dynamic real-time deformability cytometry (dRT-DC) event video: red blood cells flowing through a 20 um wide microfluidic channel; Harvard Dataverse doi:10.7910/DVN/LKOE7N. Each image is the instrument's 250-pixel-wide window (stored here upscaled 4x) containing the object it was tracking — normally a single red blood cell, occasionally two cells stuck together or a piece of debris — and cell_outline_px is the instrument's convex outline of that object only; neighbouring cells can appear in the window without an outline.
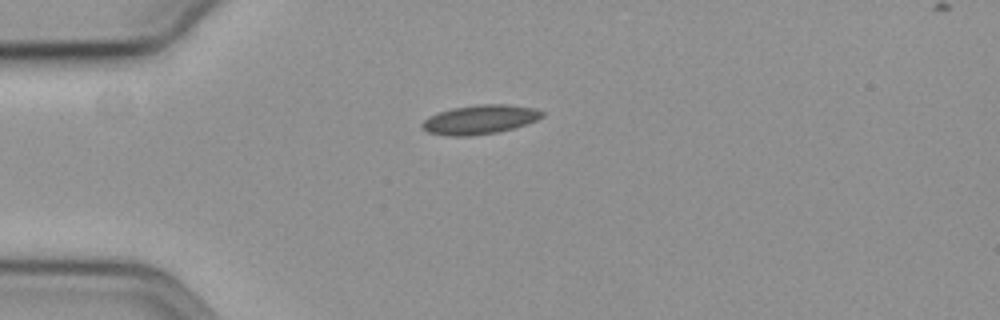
{"species": "common noctule bat (a hibernating species)", "species_latin": "Nyctalus noctula", "temperature_condition": "cold", "stored_images_in_passage": 36, "camera_frame_rate_fps": 3000, "um_per_image_px": 0.085, "animal": {"sex": "female", "body_mass_g": 19.3, "forearm_length_mm": 54.1}, "frame": {"image": 1, "passage_image": 1, "time_ms": 0.0, "image_size_px": [1000, 320], "cell_outline_px": [[544, 116], [536, 120], [512, 128], [496, 132], [468, 136], [448, 136], [428, 132], [420, 128], [420, 124], [428, 116], [452, 108], [476, 104], [508, 104], [536, 108], [544, 112]], "centroid_in_image_um": [40.76, 10.15], "position_along_channel_um": 44.2, "area_um2": 20.4}}
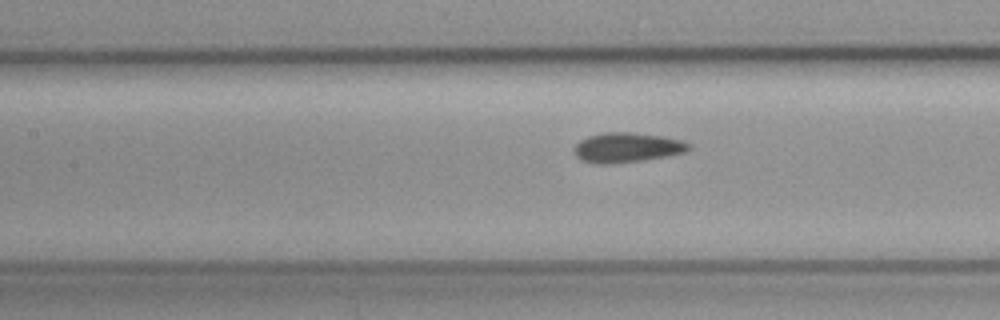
{"frame": {"image": 2, "passage_image": 12, "time_ms": 3.667, "image_size_px": [1000, 320], "cell_outline_px": [[692, 148], [684, 152], [664, 156], [640, 160], [608, 164], [596, 164], [580, 160], [572, 152], [572, 148], [580, 140], [588, 136], [604, 132], [632, 132], [660, 136], [680, 140], [692, 144]], "centroid_in_image_um": [53.23, 12.53], "position_along_channel_um": 154.2, "area_um2": 19.88}}
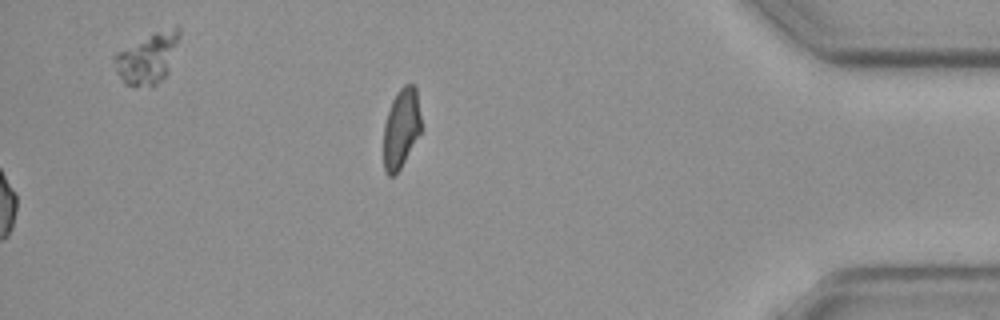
{"frame": {"image": 3, "passage_image": 36, "time_ms": 11.667, "image_size_px": [1000, 320], "cell_outline_px": [[420, 132], [400, 168], [392, 176], [388, 176], [384, 172], [384, 124], [392, 100], [396, 92], [404, 84], [416, 84], [420, 116]], "centroid_in_image_um": [34.09, 10.86], "position_along_channel_um": 401.1, "area_um2": 17.22}, "authors_computed_cell_mechanics": {"area_um2": 19.0451, "velocity_mm_per_s": 3.5995, "shape_relaxation_time_tau1_ms": null, "shape_relaxation_time_tau2_ms": 2.9025, "deformation_change_tau1": null, "deformation_change_tau2": 0.0557}}